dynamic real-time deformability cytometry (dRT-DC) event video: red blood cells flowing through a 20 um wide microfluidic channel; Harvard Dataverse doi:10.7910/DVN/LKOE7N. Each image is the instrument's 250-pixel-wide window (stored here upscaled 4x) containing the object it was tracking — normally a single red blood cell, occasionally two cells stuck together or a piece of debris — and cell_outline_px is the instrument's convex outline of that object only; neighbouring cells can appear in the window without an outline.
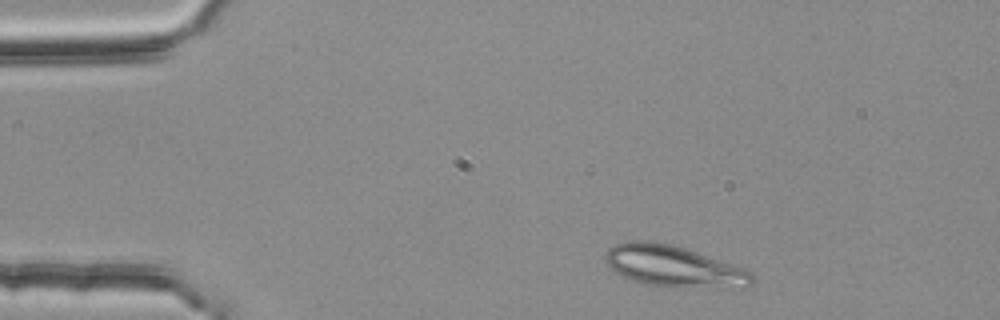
{"species": "common noctule bat (a hibernating species)", "species_latin": "Nyctalus noctula", "temperature_condition": "room temperature", "stored_images_in_passage": 2, "camera_frame_rate_fps": 3000, "um_per_image_px": 0.085, "animal": {"sex": "female", "body_mass_g": 25.1}, "frame": {"image": 1, "passage_image": 1, "time_ms": 0.0, "image_size_px": [1000, 320], "cell_outline_px": [[752, 284], [748, 288], [680, 288], [644, 284], [632, 280], [608, 268], [604, 260], [604, 256], [608, 248], [616, 244], [628, 240], [648, 240], [672, 244], [748, 268], [752, 276]], "centroid_in_image_um": [57.29, 22.65], "position_along_channel_um": 27.7, "area_um2": 36.18}}